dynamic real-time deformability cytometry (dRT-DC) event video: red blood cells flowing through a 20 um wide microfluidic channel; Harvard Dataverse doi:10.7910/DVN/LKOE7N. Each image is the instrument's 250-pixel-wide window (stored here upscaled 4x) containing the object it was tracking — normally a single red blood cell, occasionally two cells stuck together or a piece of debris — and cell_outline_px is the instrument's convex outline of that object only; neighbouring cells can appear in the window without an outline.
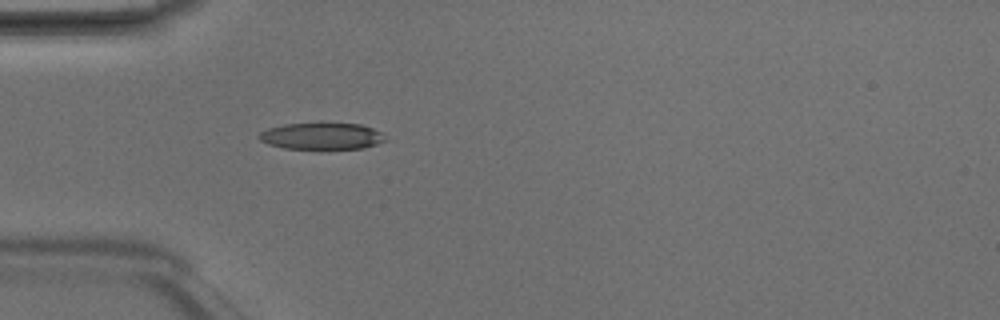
{"species": "Egyptian fruit bat (a non-hibernating species)", "species_latin": "Rousettus aegyptiacus", "temperature_condition": "room temperature", "stored_images_in_passage": 5, "camera_frame_rate_fps": 3000, "um_per_image_px": 0.085, "animal": {"sex": "male"}, "frame": {"image": 1, "passage_image": 5, "time_ms": 1.333, "image_size_px": [1000, 320], "cell_outline_px": [[388, 140], [376, 144], [360, 148], [284, 148], [268, 144], [260, 140], [256, 136], [260, 132], [268, 128], [284, 124], [320, 120], [360, 124], [372, 128], [380, 132]], "centroid_in_image_um": [27.31, 11.51], "position_along_channel_um": 57.7, "area_um2": 20.29}}